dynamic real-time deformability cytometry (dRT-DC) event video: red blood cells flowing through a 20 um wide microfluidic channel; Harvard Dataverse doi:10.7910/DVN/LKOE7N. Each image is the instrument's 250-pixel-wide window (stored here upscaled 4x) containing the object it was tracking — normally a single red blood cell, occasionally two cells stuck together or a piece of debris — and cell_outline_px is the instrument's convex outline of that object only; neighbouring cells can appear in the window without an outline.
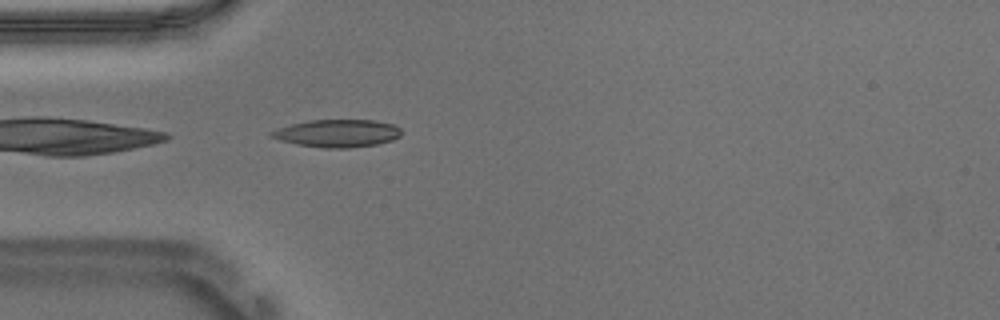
{"species": "Egyptian fruit bat (a non-hibernating species)", "species_latin": "Rousettus aegyptiacus", "temperature_condition": "warm", "stored_images_in_passage": 39, "camera_frame_rate_fps": 3000, "um_per_image_px": 0.085, "animal": {"sex": "male"}, "frame": {"image": 1, "passage_image": 1, "time_ms": 0.0, "image_size_px": [1000, 320], "cell_outline_px": [[400, 136], [392, 140], [376, 144], [348, 148], [324, 148], [296, 144], [280, 140], [272, 136], [268, 132], [292, 124], [308, 120], [372, 120], [392, 124], [400, 128]], "centroid_in_image_um": [28.67, 11.33], "position_along_channel_um": 56.3, "area_um2": 20.69}}
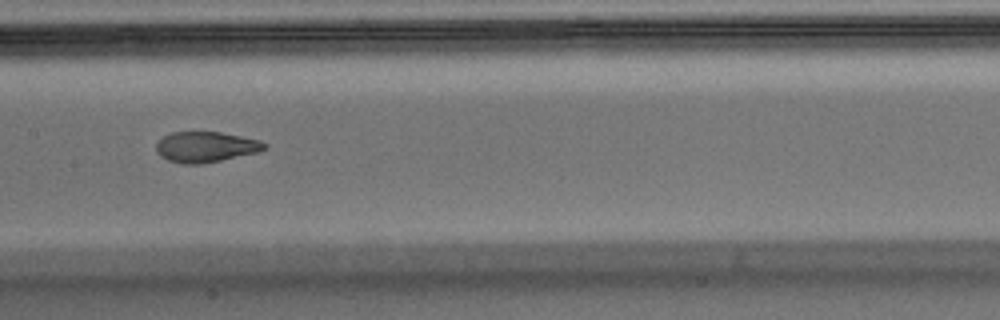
{"frame": {"image": 2, "passage_image": 12, "time_ms": 3.667, "image_size_px": [1000, 320], "cell_outline_px": [[268, 148], [256, 152], [220, 160], [200, 164], [180, 164], [168, 160], [160, 156], [156, 152], [156, 144], [164, 136], [172, 132], [220, 132], [260, 140], [268, 144]], "centroid_in_image_um": [17.47, 12.49], "position_along_channel_um": 189.9, "area_um2": 19.19}}
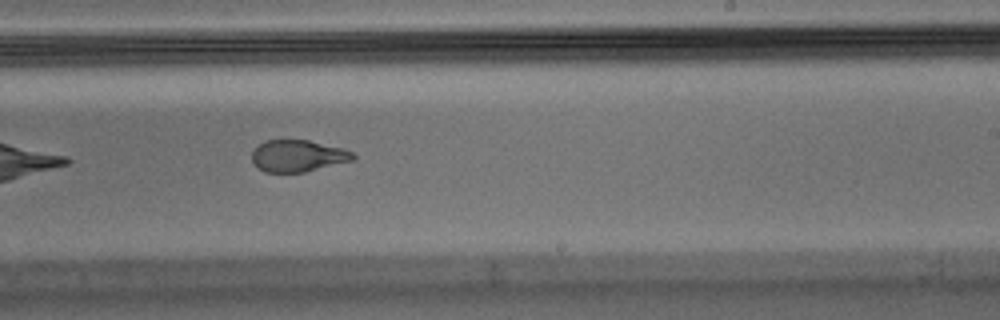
{"frame": {"image": 3, "passage_image": 18, "time_ms": 5.667, "image_size_px": [1000, 320], "cell_outline_px": [[356, 156], [352, 160], [304, 172], [264, 172], [252, 160], [252, 152], [264, 140], [308, 140], [344, 148], [352, 152]], "centroid_in_image_um": [25.33, 13.24], "position_along_channel_um": 263.7, "area_um2": 18.5}, "authors_computed_cell_mechanics": {"area_um2": 20.3456, "velocity_mm_per_s": 3.7038, "shape_relaxation_time_tau1_ms": 9.2538, "shape_relaxation_time_tau2_ms": 1.1942, "deformation_change_tau1": 0.2929, "deformation_change_tau2": 0.0693}}